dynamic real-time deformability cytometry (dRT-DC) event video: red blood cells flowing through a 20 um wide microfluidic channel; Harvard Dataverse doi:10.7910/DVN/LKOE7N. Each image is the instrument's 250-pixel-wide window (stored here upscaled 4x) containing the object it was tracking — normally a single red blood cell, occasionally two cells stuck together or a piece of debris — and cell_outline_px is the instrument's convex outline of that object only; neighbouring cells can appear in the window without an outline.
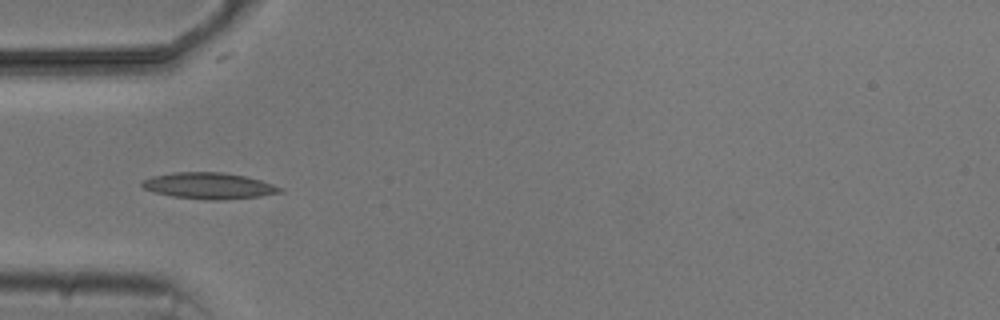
{"species": "common noctule bat (a hibernating species)", "species_latin": "Nyctalus noctula", "temperature_condition": "cold", "stored_images_in_passage": 4, "camera_frame_rate_fps": 3000, "um_per_image_px": 0.085, "animal": {"sex": "male", "body_mass_g": 20.5, "forearm_length_mm": 52.5}, "frame": {"image": 1, "passage_image": 2, "time_ms": 1.333, "image_size_px": [1000, 320], "cell_outline_px": [[284, 192], [260, 196], [216, 200], [208, 200], [172, 196], [156, 192], [144, 188], [140, 184], [144, 180], [152, 176], [172, 172], [220, 172], [244, 176], [260, 180], [284, 188]], "centroid_in_image_um": [17.77, 15.79], "position_along_channel_um": 67.2, "area_um2": 20.92}}
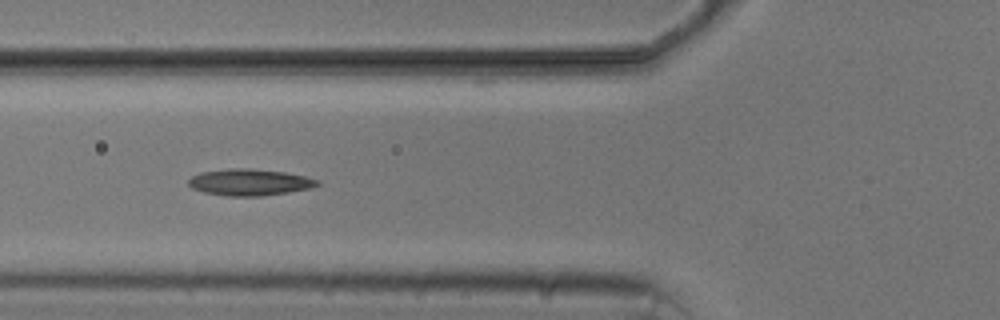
{"frame": {"image": 2, "passage_image": 3, "time_ms": 2.333, "image_size_px": [1000, 320], "cell_outline_px": [[320, 184], [312, 188], [288, 192], [260, 196], [228, 196], [204, 192], [192, 188], [188, 184], [188, 180], [192, 176], [200, 172], [228, 168], [252, 168], [284, 172], [304, 176], [320, 180]], "centroid_in_image_um": [21.22, 15.48], "position_along_channel_um": 104.6, "area_um2": 20.0}}
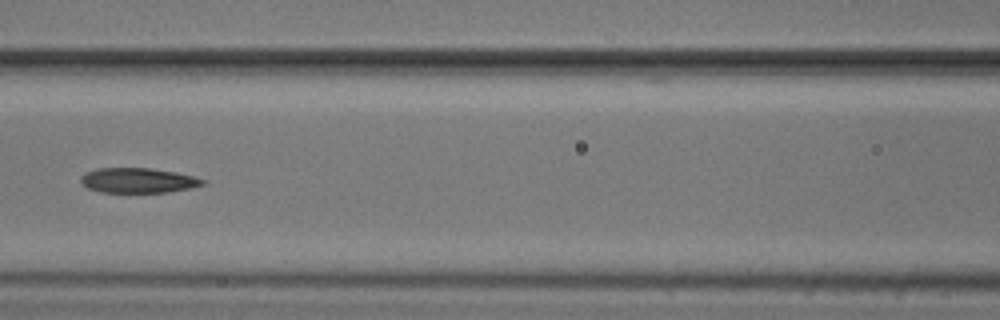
{"frame": {"image": 3, "passage_image": 4, "time_ms": 3.667, "image_size_px": [1000, 320], "cell_outline_px": [[204, 184], [188, 188], [168, 192], [100, 192], [88, 188], [80, 180], [88, 172], [96, 168], [148, 168], [176, 172], [192, 176], [204, 180]], "centroid_in_image_um": [11.73, 15.33], "position_along_channel_um": 154.9, "area_um2": 17.34}}